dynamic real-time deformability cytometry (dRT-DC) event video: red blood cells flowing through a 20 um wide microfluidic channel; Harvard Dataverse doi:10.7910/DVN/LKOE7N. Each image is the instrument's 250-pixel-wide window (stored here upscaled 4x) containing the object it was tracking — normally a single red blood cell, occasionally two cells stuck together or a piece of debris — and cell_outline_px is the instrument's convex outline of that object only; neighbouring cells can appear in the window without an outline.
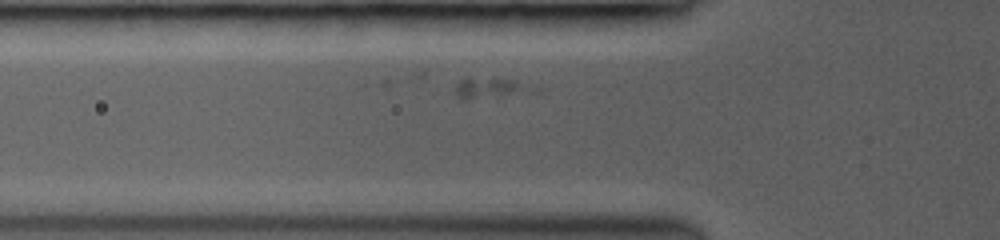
{"species": "common noctule bat (a hibernating species)", "species_latin": "Nyctalus noctula", "temperature_condition": "room temperature", "stored_images_in_passage": 2, "camera_frame_rate_fps": 3000, "um_per_image_px": 0.085, "animal": {"sex": "female", "body_mass_g": 19.0, "forearm_length_mm": 53.3}, "frame": {"image": 1, "passage_image": 2, "time_ms": 0.667, "image_size_px": [1000, 240], "cell_outline_px": [[544, 88], [540, 92], [468, 100], [460, 100], [456, 96], [456, 84], [460, 80], [468, 76], [516, 80], [536, 84]], "centroid_in_image_um": [41.86, 7.48], "position_along_channel_um": 83.9, "area_um2": 10.4}}